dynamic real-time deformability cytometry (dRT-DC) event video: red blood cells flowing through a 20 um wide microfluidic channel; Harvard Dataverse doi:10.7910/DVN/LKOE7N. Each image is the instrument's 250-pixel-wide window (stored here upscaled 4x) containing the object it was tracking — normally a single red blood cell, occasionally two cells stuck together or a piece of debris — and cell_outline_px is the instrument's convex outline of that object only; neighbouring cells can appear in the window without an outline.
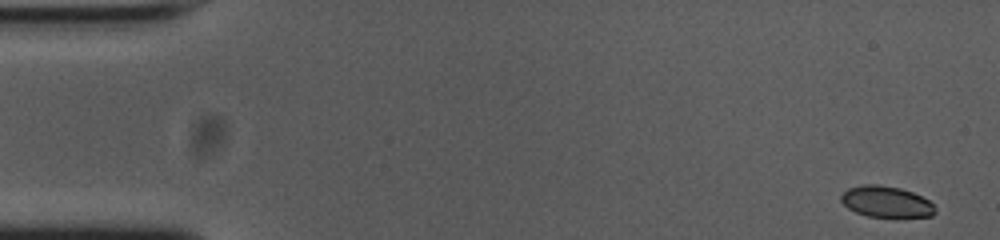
{"species": "common noctule bat (a hibernating species)", "species_latin": "Nyctalus noctula", "temperature_condition": "cold", "stored_images_in_passage": 53, "camera_frame_rate_fps": 3000, "um_per_image_px": 0.085, "animal": {"sex": "female", "body_mass_g": 23.0, "forearm_length_mm": 53.4}, "frame": {"image": 1, "passage_image": 1, "time_ms": 0.0, "image_size_px": [1000, 240], "cell_outline_px": [[936, 212], [932, 216], [868, 216], [856, 212], [848, 208], [840, 200], [840, 196], [848, 188], [864, 184], [876, 184], [900, 188], [912, 192], [928, 200], [936, 208]], "centroid_in_image_um": [75.31, 17.13], "position_along_channel_um": 9.7, "area_um2": 16.82}}
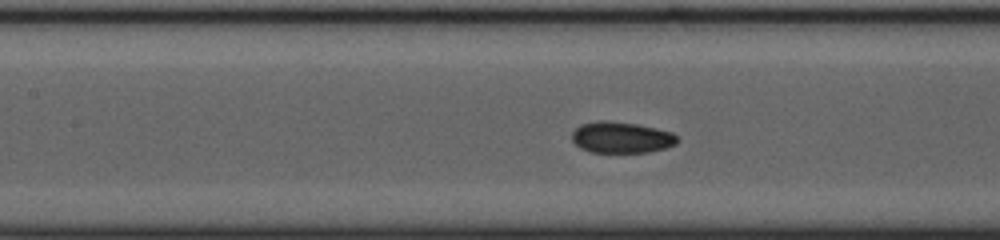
{"frame": {"image": 2, "passage_image": 23, "time_ms": 7.333, "image_size_px": [1000, 240], "cell_outline_px": [[680, 140], [676, 144], [664, 148], [648, 152], [592, 152], [580, 148], [572, 140], [572, 132], [580, 124], [600, 120], [604, 120], [636, 124], [656, 128], [672, 132]], "centroid_in_image_um": [52.81, 11.68], "position_along_channel_um": 154.6, "area_um2": 19.13}}
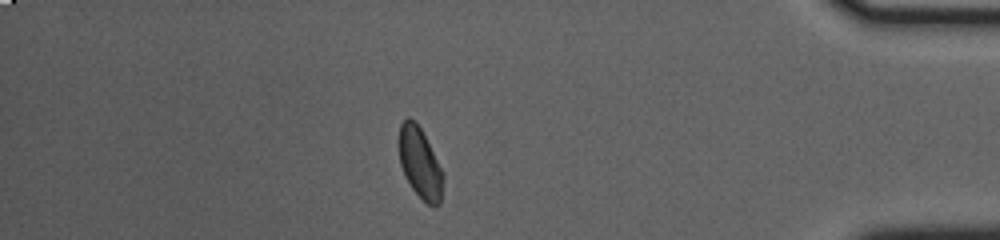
{"frame": {"image": 3, "passage_image": 46, "time_ms": 15.0, "image_size_px": [1000, 240], "cell_outline_px": [[444, 176], [440, 204], [436, 208], [428, 204], [412, 188], [404, 176], [400, 164], [396, 140], [400, 124], [408, 116], [420, 128], [444, 172]], "centroid_in_image_um": [35.67, 13.86], "position_along_channel_um": 399.5, "area_um2": 18.5}, "authors_computed_cell_mechanics": {"area_um2": 18.6116, "velocity_mm_per_s": 3.736, "shape_relaxation_time_tau1_ms": 4.036, "shape_relaxation_time_tau2_ms": 1.9775, "deformation_change_tau1": 0.1087, "deformation_change_tau2": 0.0526}}